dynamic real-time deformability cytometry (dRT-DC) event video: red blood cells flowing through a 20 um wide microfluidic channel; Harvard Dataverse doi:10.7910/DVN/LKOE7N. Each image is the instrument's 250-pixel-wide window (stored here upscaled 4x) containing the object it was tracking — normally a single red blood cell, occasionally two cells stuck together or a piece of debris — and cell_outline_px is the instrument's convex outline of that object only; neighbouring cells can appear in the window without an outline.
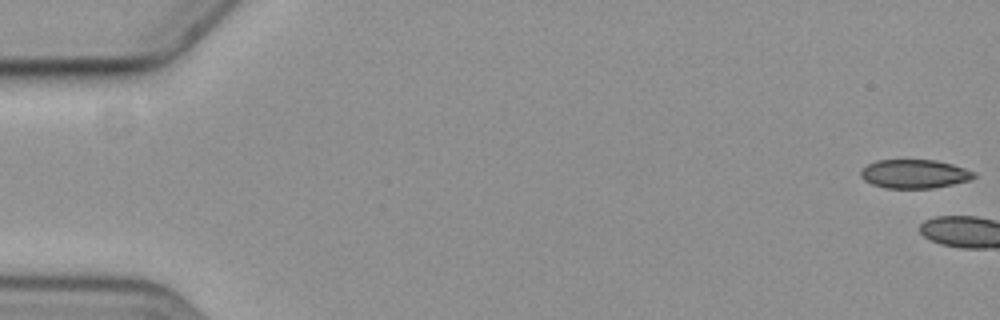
{"species": "common noctule bat (a hibernating species)", "species_latin": "Nyctalus noctula", "temperature_condition": "cold", "stored_images_in_passage": 4, "camera_frame_rate_fps": 3000, "um_per_image_px": 0.085, "animal": {"sex": "female", "body_mass_g": 19.3, "forearm_length_mm": 54.1}, "frame": {"image": 1, "passage_image": 1, "time_ms": 0.0, "image_size_px": [1000, 320], "cell_outline_px": [[976, 176], [972, 180], [932, 188], [884, 188], [872, 184], [864, 180], [860, 176], [860, 168], [876, 160], [936, 160], [952, 164], [976, 172]], "centroid_in_image_um": [77.71, 14.78], "position_along_channel_um": 7.3, "area_um2": 19.13}}